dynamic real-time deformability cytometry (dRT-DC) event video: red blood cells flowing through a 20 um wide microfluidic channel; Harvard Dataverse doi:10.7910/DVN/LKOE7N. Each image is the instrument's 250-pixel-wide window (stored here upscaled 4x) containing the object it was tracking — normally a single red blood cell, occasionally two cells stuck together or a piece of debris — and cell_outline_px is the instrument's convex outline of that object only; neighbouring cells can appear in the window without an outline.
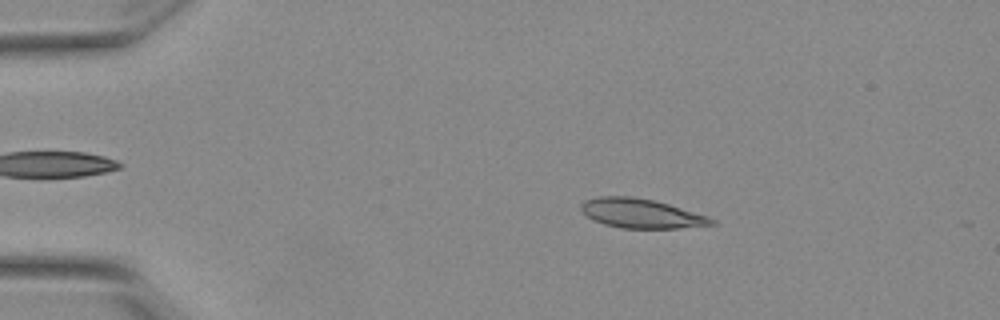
{"species": "Egyptian fruit bat (a non-hibernating species)", "species_latin": "Rousettus aegyptiacus", "temperature_condition": "warm", "stored_images_in_passage": 20, "camera_frame_rate_fps": 3000, "um_per_image_px": 0.085, "animal": {"sex": "female"}, "frame": {"image": 1, "passage_image": 9, "time_ms": 2.667, "image_size_px": [1000, 320], "cell_outline_px": [[716, 224], [676, 228], [620, 228], [604, 224], [592, 220], [580, 208], [580, 204], [584, 200], [600, 196], [632, 196], [652, 200], [668, 204], [708, 216], [716, 220]], "centroid_in_image_um": [54.47, 18.14], "position_along_channel_um": 30.5, "area_um2": 22.2}}
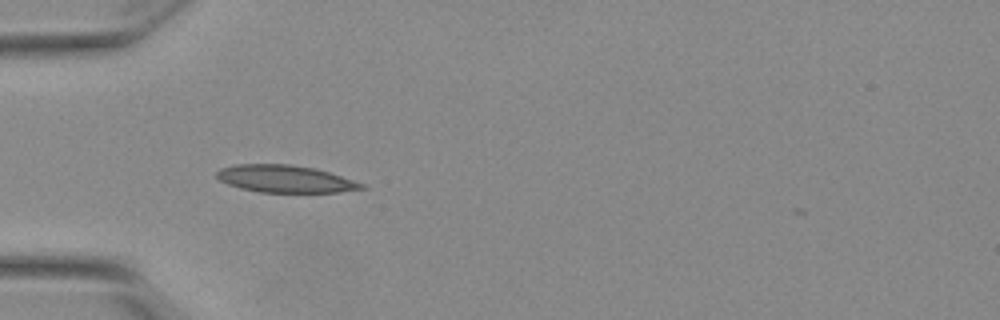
{"frame": {"image": 2, "passage_image": 16, "time_ms": 5.0, "image_size_px": [1000, 320], "cell_outline_px": [[368, 188], [336, 192], [260, 192], [240, 188], [228, 184], [220, 180], [216, 176], [216, 172], [220, 168], [236, 164], [292, 164], [316, 168], [364, 184]], "centroid_in_image_um": [24.21, 15.19], "position_along_channel_um": 60.8, "area_um2": 22.95}}
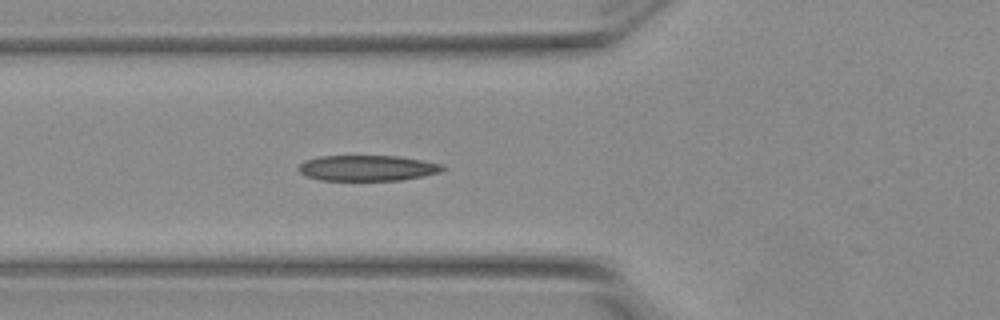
{"frame": {"image": 3, "passage_image": 19, "time_ms": 6.0, "image_size_px": [1000, 320], "cell_outline_px": [[448, 168], [440, 172], [424, 176], [400, 180], [320, 180], [304, 176], [296, 168], [304, 160], [320, 156], [396, 156], [444, 164]], "centroid_in_image_um": [31.22, 14.28], "position_along_channel_um": 94.6, "area_um2": 21.68}}